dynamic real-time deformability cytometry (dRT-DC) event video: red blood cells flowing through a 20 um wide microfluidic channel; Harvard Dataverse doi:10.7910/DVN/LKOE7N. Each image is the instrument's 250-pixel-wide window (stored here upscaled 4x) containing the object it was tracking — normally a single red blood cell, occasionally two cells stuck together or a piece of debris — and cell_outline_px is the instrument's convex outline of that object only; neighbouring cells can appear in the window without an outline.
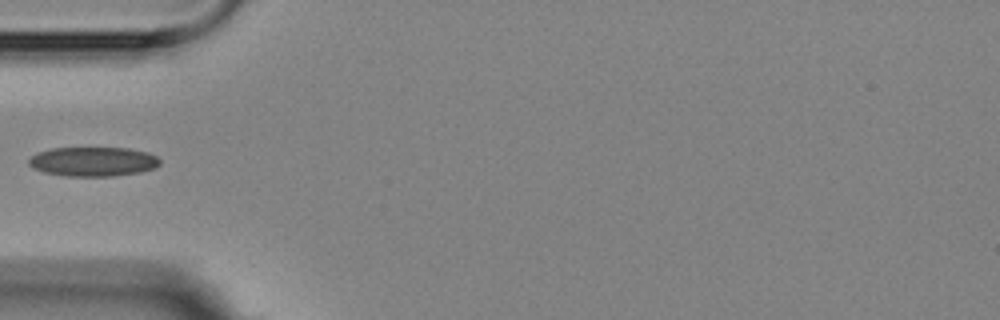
{"species": "Egyptian fruit bat (a non-hibernating species)", "species_latin": "Rousettus aegyptiacus", "temperature_condition": "room temperature", "stored_images_in_passage": 4, "camera_frame_rate_fps": 3000, "um_per_image_px": 0.085, "animal": {"sex": "female"}, "frame": {"image": 1, "passage_image": 3, "time_ms": 3.0, "image_size_px": [1000, 320], "cell_outline_px": [[160, 164], [156, 168], [140, 172], [112, 176], [68, 176], [44, 172], [28, 164], [28, 160], [36, 152], [52, 148], [128, 148], [148, 152], [156, 156], [160, 160]], "centroid_in_image_um": [7.94, 13.73], "position_along_channel_um": 77.1, "area_um2": 22.43}}
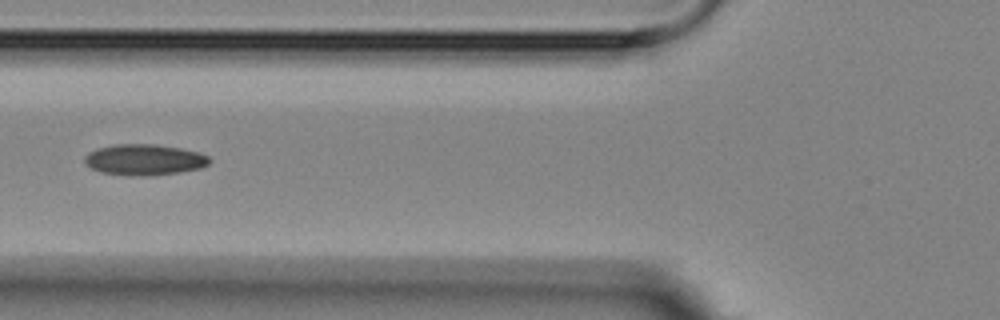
{"frame": {"image": 2, "passage_image": 4, "time_ms": 4.0, "image_size_px": [1000, 320], "cell_outline_px": [[212, 160], [208, 164], [200, 168], [180, 172], [144, 176], [140, 176], [100, 172], [92, 168], [84, 160], [84, 156], [88, 152], [96, 148], [112, 144], [156, 144], [180, 148], [200, 152], [208, 156]], "centroid_in_image_um": [12.28, 13.56], "position_along_channel_um": 113.5, "area_um2": 22.54}}